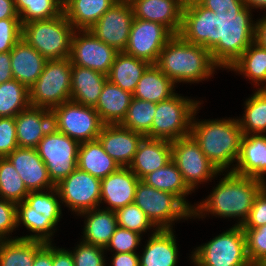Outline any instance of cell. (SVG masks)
<instances>
[{
    "label": "cell",
    "instance_id": "cell-26",
    "mask_svg": "<svg viewBox=\"0 0 266 266\" xmlns=\"http://www.w3.org/2000/svg\"><path fill=\"white\" fill-rule=\"evenodd\" d=\"M178 248L172 229L153 231L143 253L139 255L140 266H177Z\"/></svg>",
    "mask_w": 266,
    "mask_h": 266
},
{
    "label": "cell",
    "instance_id": "cell-28",
    "mask_svg": "<svg viewBox=\"0 0 266 266\" xmlns=\"http://www.w3.org/2000/svg\"><path fill=\"white\" fill-rule=\"evenodd\" d=\"M107 80L99 71L72 65L71 101L94 107Z\"/></svg>",
    "mask_w": 266,
    "mask_h": 266
},
{
    "label": "cell",
    "instance_id": "cell-19",
    "mask_svg": "<svg viewBox=\"0 0 266 266\" xmlns=\"http://www.w3.org/2000/svg\"><path fill=\"white\" fill-rule=\"evenodd\" d=\"M144 137L141 133L124 128L120 124H115L103 125L97 139L102 144L104 151L120 167H128Z\"/></svg>",
    "mask_w": 266,
    "mask_h": 266
},
{
    "label": "cell",
    "instance_id": "cell-46",
    "mask_svg": "<svg viewBox=\"0 0 266 266\" xmlns=\"http://www.w3.org/2000/svg\"><path fill=\"white\" fill-rule=\"evenodd\" d=\"M22 38L20 18H5L0 20V53L10 52Z\"/></svg>",
    "mask_w": 266,
    "mask_h": 266
},
{
    "label": "cell",
    "instance_id": "cell-47",
    "mask_svg": "<svg viewBox=\"0 0 266 266\" xmlns=\"http://www.w3.org/2000/svg\"><path fill=\"white\" fill-rule=\"evenodd\" d=\"M17 145L15 117L0 118V158L7 157Z\"/></svg>",
    "mask_w": 266,
    "mask_h": 266
},
{
    "label": "cell",
    "instance_id": "cell-21",
    "mask_svg": "<svg viewBox=\"0 0 266 266\" xmlns=\"http://www.w3.org/2000/svg\"><path fill=\"white\" fill-rule=\"evenodd\" d=\"M140 179L128 168L120 167L116 172L101 179L100 203H107L104 209L116 211L134 203L135 191Z\"/></svg>",
    "mask_w": 266,
    "mask_h": 266
},
{
    "label": "cell",
    "instance_id": "cell-57",
    "mask_svg": "<svg viewBox=\"0 0 266 266\" xmlns=\"http://www.w3.org/2000/svg\"><path fill=\"white\" fill-rule=\"evenodd\" d=\"M244 5L249 9H266V0H243Z\"/></svg>",
    "mask_w": 266,
    "mask_h": 266
},
{
    "label": "cell",
    "instance_id": "cell-5",
    "mask_svg": "<svg viewBox=\"0 0 266 266\" xmlns=\"http://www.w3.org/2000/svg\"><path fill=\"white\" fill-rule=\"evenodd\" d=\"M59 200L56 188L48 189L46 192L29 191L25 200L16 204L17 227L22 223L34 234L18 238L52 243L51 237L62 215Z\"/></svg>",
    "mask_w": 266,
    "mask_h": 266
},
{
    "label": "cell",
    "instance_id": "cell-52",
    "mask_svg": "<svg viewBox=\"0 0 266 266\" xmlns=\"http://www.w3.org/2000/svg\"><path fill=\"white\" fill-rule=\"evenodd\" d=\"M110 266H140L137 253H114Z\"/></svg>",
    "mask_w": 266,
    "mask_h": 266
},
{
    "label": "cell",
    "instance_id": "cell-20",
    "mask_svg": "<svg viewBox=\"0 0 266 266\" xmlns=\"http://www.w3.org/2000/svg\"><path fill=\"white\" fill-rule=\"evenodd\" d=\"M134 18L158 22L174 35L182 27L184 5L179 0H130Z\"/></svg>",
    "mask_w": 266,
    "mask_h": 266
},
{
    "label": "cell",
    "instance_id": "cell-50",
    "mask_svg": "<svg viewBox=\"0 0 266 266\" xmlns=\"http://www.w3.org/2000/svg\"><path fill=\"white\" fill-rule=\"evenodd\" d=\"M203 7L214 11L242 10L245 5L243 0H197Z\"/></svg>",
    "mask_w": 266,
    "mask_h": 266
},
{
    "label": "cell",
    "instance_id": "cell-43",
    "mask_svg": "<svg viewBox=\"0 0 266 266\" xmlns=\"http://www.w3.org/2000/svg\"><path fill=\"white\" fill-rule=\"evenodd\" d=\"M243 229L250 263L263 265L266 262V225Z\"/></svg>",
    "mask_w": 266,
    "mask_h": 266
},
{
    "label": "cell",
    "instance_id": "cell-18",
    "mask_svg": "<svg viewBox=\"0 0 266 266\" xmlns=\"http://www.w3.org/2000/svg\"><path fill=\"white\" fill-rule=\"evenodd\" d=\"M23 180L28 191H43L55 188L46 165L36 148L18 147L6 157Z\"/></svg>",
    "mask_w": 266,
    "mask_h": 266
},
{
    "label": "cell",
    "instance_id": "cell-41",
    "mask_svg": "<svg viewBox=\"0 0 266 266\" xmlns=\"http://www.w3.org/2000/svg\"><path fill=\"white\" fill-rule=\"evenodd\" d=\"M29 191L12 163L6 158H0V198L14 203L25 200Z\"/></svg>",
    "mask_w": 266,
    "mask_h": 266
},
{
    "label": "cell",
    "instance_id": "cell-51",
    "mask_svg": "<svg viewBox=\"0 0 266 266\" xmlns=\"http://www.w3.org/2000/svg\"><path fill=\"white\" fill-rule=\"evenodd\" d=\"M52 245V265L53 266H74V260L70 250L58 248Z\"/></svg>",
    "mask_w": 266,
    "mask_h": 266
},
{
    "label": "cell",
    "instance_id": "cell-16",
    "mask_svg": "<svg viewBox=\"0 0 266 266\" xmlns=\"http://www.w3.org/2000/svg\"><path fill=\"white\" fill-rule=\"evenodd\" d=\"M117 53V50L98 39L89 29L75 30L69 59L72 65L108 75Z\"/></svg>",
    "mask_w": 266,
    "mask_h": 266
},
{
    "label": "cell",
    "instance_id": "cell-3",
    "mask_svg": "<svg viewBox=\"0 0 266 266\" xmlns=\"http://www.w3.org/2000/svg\"><path fill=\"white\" fill-rule=\"evenodd\" d=\"M174 84L180 82L198 83L213 76L220 68L210 51L174 35L160 52L155 64ZM215 69V70H214Z\"/></svg>",
    "mask_w": 266,
    "mask_h": 266
},
{
    "label": "cell",
    "instance_id": "cell-61",
    "mask_svg": "<svg viewBox=\"0 0 266 266\" xmlns=\"http://www.w3.org/2000/svg\"><path fill=\"white\" fill-rule=\"evenodd\" d=\"M67 0H61L62 4H64Z\"/></svg>",
    "mask_w": 266,
    "mask_h": 266
},
{
    "label": "cell",
    "instance_id": "cell-35",
    "mask_svg": "<svg viewBox=\"0 0 266 266\" xmlns=\"http://www.w3.org/2000/svg\"><path fill=\"white\" fill-rule=\"evenodd\" d=\"M228 69L244 75L257 87L264 83L260 89H266V48L252 42Z\"/></svg>",
    "mask_w": 266,
    "mask_h": 266
},
{
    "label": "cell",
    "instance_id": "cell-33",
    "mask_svg": "<svg viewBox=\"0 0 266 266\" xmlns=\"http://www.w3.org/2000/svg\"><path fill=\"white\" fill-rule=\"evenodd\" d=\"M150 65L145 60L118 52L107 77L111 83L133 94L138 81Z\"/></svg>",
    "mask_w": 266,
    "mask_h": 266
},
{
    "label": "cell",
    "instance_id": "cell-60",
    "mask_svg": "<svg viewBox=\"0 0 266 266\" xmlns=\"http://www.w3.org/2000/svg\"><path fill=\"white\" fill-rule=\"evenodd\" d=\"M263 183H264V188L266 189V180H264Z\"/></svg>",
    "mask_w": 266,
    "mask_h": 266
},
{
    "label": "cell",
    "instance_id": "cell-54",
    "mask_svg": "<svg viewBox=\"0 0 266 266\" xmlns=\"http://www.w3.org/2000/svg\"><path fill=\"white\" fill-rule=\"evenodd\" d=\"M33 266H53L52 243H45V245L35 254Z\"/></svg>",
    "mask_w": 266,
    "mask_h": 266
},
{
    "label": "cell",
    "instance_id": "cell-56",
    "mask_svg": "<svg viewBox=\"0 0 266 266\" xmlns=\"http://www.w3.org/2000/svg\"><path fill=\"white\" fill-rule=\"evenodd\" d=\"M255 41L266 48V16L256 22Z\"/></svg>",
    "mask_w": 266,
    "mask_h": 266
},
{
    "label": "cell",
    "instance_id": "cell-39",
    "mask_svg": "<svg viewBox=\"0 0 266 266\" xmlns=\"http://www.w3.org/2000/svg\"><path fill=\"white\" fill-rule=\"evenodd\" d=\"M21 24L35 20H47L63 12L61 0H14Z\"/></svg>",
    "mask_w": 266,
    "mask_h": 266
},
{
    "label": "cell",
    "instance_id": "cell-10",
    "mask_svg": "<svg viewBox=\"0 0 266 266\" xmlns=\"http://www.w3.org/2000/svg\"><path fill=\"white\" fill-rule=\"evenodd\" d=\"M134 203L159 229H173L174 221L192 217V211L173 193L164 192L139 181Z\"/></svg>",
    "mask_w": 266,
    "mask_h": 266
},
{
    "label": "cell",
    "instance_id": "cell-11",
    "mask_svg": "<svg viewBox=\"0 0 266 266\" xmlns=\"http://www.w3.org/2000/svg\"><path fill=\"white\" fill-rule=\"evenodd\" d=\"M51 113L53 128L79 143L96 140L104 125L94 107L71 100L53 108Z\"/></svg>",
    "mask_w": 266,
    "mask_h": 266
},
{
    "label": "cell",
    "instance_id": "cell-49",
    "mask_svg": "<svg viewBox=\"0 0 266 266\" xmlns=\"http://www.w3.org/2000/svg\"><path fill=\"white\" fill-rule=\"evenodd\" d=\"M262 225H266V189L264 187L256 196L242 228H257Z\"/></svg>",
    "mask_w": 266,
    "mask_h": 266
},
{
    "label": "cell",
    "instance_id": "cell-31",
    "mask_svg": "<svg viewBox=\"0 0 266 266\" xmlns=\"http://www.w3.org/2000/svg\"><path fill=\"white\" fill-rule=\"evenodd\" d=\"M77 167L99 179L116 172L120 165L105 151L98 139L80 143Z\"/></svg>",
    "mask_w": 266,
    "mask_h": 266
},
{
    "label": "cell",
    "instance_id": "cell-32",
    "mask_svg": "<svg viewBox=\"0 0 266 266\" xmlns=\"http://www.w3.org/2000/svg\"><path fill=\"white\" fill-rule=\"evenodd\" d=\"M175 86L155 64H151L138 81L133 97L159 103L175 94Z\"/></svg>",
    "mask_w": 266,
    "mask_h": 266
},
{
    "label": "cell",
    "instance_id": "cell-8",
    "mask_svg": "<svg viewBox=\"0 0 266 266\" xmlns=\"http://www.w3.org/2000/svg\"><path fill=\"white\" fill-rule=\"evenodd\" d=\"M200 105V101L177 93L156 103L151 130L145 137L173 141L190 135L192 118Z\"/></svg>",
    "mask_w": 266,
    "mask_h": 266
},
{
    "label": "cell",
    "instance_id": "cell-9",
    "mask_svg": "<svg viewBox=\"0 0 266 266\" xmlns=\"http://www.w3.org/2000/svg\"><path fill=\"white\" fill-rule=\"evenodd\" d=\"M72 63L68 58L48 60L29 88L30 106L52 110L71 100Z\"/></svg>",
    "mask_w": 266,
    "mask_h": 266
},
{
    "label": "cell",
    "instance_id": "cell-25",
    "mask_svg": "<svg viewBox=\"0 0 266 266\" xmlns=\"http://www.w3.org/2000/svg\"><path fill=\"white\" fill-rule=\"evenodd\" d=\"M48 60L21 38L11 50L13 79L28 89L38 80Z\"/></svg>",
    "mask_w": 266,
    "mask_h": 266
},
{
    "label": "cell",
    "instance_id": "cell-38",
    "mask_svg": "<svg viewBox=\"0 0 266 266\" xmlns=\"http://www.w3.org/2000/svg\"><path fill=\"white\" fill-rule=\"evenodd\" d=\"M29 106V89L25 85L15 79L0 84V118L15 117Z\"/></svg>",
    "mask_w": 266,
    "mask_h": 266
},
{
    "label": "cell",
    "instance_id": "cell-13",
    "mask_svg": "<svg viewBox=\"0 0 266 266\" xmlns=\"http://www.w3.org/2000/svg\"><path fill=\"white\" fill-rule=\"evenodd\" d=\"M171 160L192 192L199 183L211 181L220 173L191 135L171 141Z\"/></svg>",
    "mask_w": 266,
    "mask_h": 266
},
{
    "label": "cell",
    "instance_id": "cell-14",
    "mask_svg": "<svg viewBox=\"0 0 266 266\" xmlns=\"http://www.w3.org/2000/svg\"><path fill=\"white\" fill-rule=\"evenodd\" d=\"M101 179L80 170L78 167L61 180L55 188L61 203L77 215L100 207Z\"/></svg>",
    "mask_w": 266,
    "mask_h": 266
},
{
    "label": "cell",
    "instance_id": "cell-40",
    "mask_svg": "<svg viewBox=\"0 0 266 266\" xmlns=\"http://www.w3.org/2000/svg\"><path fill=\"white\" fill-rule=\"evenodd\" d=\"M156 111V103L132 98L122 127L146 136L150 130Z\"/></svg>",
    "mask_w": 266,
    "mask_h": 266
},
{
    "label": "cell",
    "instance_id": "cell-15",
    "mask_svg": "<svg viewBox=\"0 0 266 266\" xmlns=\"http://www.w3.org/2000/svg\"><path fill=\"white\" fill-rule=\"evenodd\" d=\"M173 36L161 23L134 18L124 52L156 64L163 47Z\"/></svg>",
    "mask_w": 266,
    "mask_h": 266
},
{
    "label": "cell",
    "instance_id": "cell-58",
    "mask_svg": "<svg viewBox=\"0 0 266 266\" xmlns=\"http://www.w3.org/2000/svg\"><path fill=\"white\" fill-rule=\"evenodd\" d=\"M183 5H186V4H189V3H192L196 0H179Z\"/></svg>",
    "mask_w": 266,
    "mask_h": 266
},
{
    "label": "cell",
    "instance_id": "cell-2",
    "mask_svg": "<svg viewBox=\"0 0 266 266\" xmlns=\"http://www.w3.org/2000/svg\"><path fill=\"white\" fill-rule=\"evenodd\" d=\"M263 187L262 180L228 171L207 199L195 205L192 217L200 219L213 214L221 218H237L235 225L242 226Z\"/></svg>",
    "mask_w": 266,
    "mask_h": 266
},
{
    "label": "cell",
    "instance_id": "cell-53",
    "mask_svg": "<svg viewBox=\"0 0 266 266\" xmlns=\"http://www.w3.org/2000/svg\"><path fill=\"white\" fill-rule=\"evenodd\" d=\"M13 79L11 68V51L0 53V84Z\"/></svg>",
    "mask_w": 266,
    "mask_h": 266
},
{
    "label": "cell",
    "instance_id": "cell-59",
    "mask_svg": "<svg viewBox=\"0 0 266 266\" xmlns=\"http://www.w3.org/2000/svg\"><path fill=\"white\" fill-rule=\"evenodd\" d=\"M251 266H264V265H261V264H252Z\"/></svg>",
    "mask_w": 266,
    "mask_h": 266
},
{
    "label": "cell",
    "instance_id": "cell-7",
    "mask_svg": "<svg viewBox=\"0 0 266 266\" xmlns=\"http://www.w3.org/2000/svg\"><path fill=\"white\" fill-rule=\"evenodd\" d=\"M194 266H251L242 226L234 225L192 251Z\"/></svg>",
    "mask_w": 266,
    "mask_h": 266
},
{
    "label": "cell",
    "instance_id": "cell-48",
    "mask_svg": "<svg viewBox=\"0 0 266 266\" xmlns=\"http://www.w3.org/2000/svg\"><path fill=\"white\" fill-rule=\"evenodd\" d=\"M15 228H17L16 203L0 198V241L8 240Z\"/></svg>",
    "mask_w": 266,
    "mask_h": 266
},
{
    "label": "cell",
    "instance_id": "cell-27",
    "mask_svg": "<svg viewBox=\"0 0 266 266\" xmlns=\"http://www.w3.org/2000/svg\"><path fill=\"white\" fill-rule=\"evenodd\" d=\"M132 98V93L122 90L107 80L94 109L104 125L121 124L126 117Z\"/></svg>",
    "mask_w": 266,
    "mask_h": 266
},
{
    "label": "cell",
    "instance_id": "cell-23",
    "mask_svg": "<svg viewBox=\"0 0 266 266\" xmlns=\"http://www.w3.org/2000/svg\"><path fill=\"white\" fill-rule=\"evenodd\" d=\"M18 147L36 148L52 126L51 110L29 106L15 116Z\"/></svg>",
    "mask_w": 266,
    "mask_h": 266
},
{
    "label": "cell",
    "instance_id": "cell-17",
    "mask_svg": "<svg viewBox=\"0 0 266 266\" xmlns=\"http://www.w3.org/2000/svg\"><path fill=\"white\" fill-rule=\"evenodd\" d=\"M133 20L130 2L117 1L89 30L118 52H124Z\"/></svg>",
    "mask_w": 266,
    "mask_h": 266
},
{
    "label": "cell",
    "instance_id": "cell-42",
    "mask_svg": "<svg viewBox=\"0 0 266 266\" xmlns=\"http://www.w3.org/2000/svg\"><path fill=\"white\" fill-rule=\"evenodd\" d=\"M115 213L119 227L135 231L140 235L148 229L158 230L135 203L121 207Z\"/></svg>",
    "mask_w": 266,
    "mask_h": 266
},
{
    "label": "cell",
    "instance_id": "cell-22",
    "mask_svg": "<svg viewBox=\"0 0 266 266\" xmlns=\"http://www.w3.org/2000/svg\"><path fill=\"white\" fill-rule=\"evenodd\" d=\"M236 163L229 172L266 180V135H243Z\"/></svg>",
    "mask_w": 266,
    "mask_h": 266
},
{
    "label": "cell",
    "instance_id": "cell-44",
    "mask_svg": "<svg viewBox=\"0 0 266 266\" xmlns=\"http://www.w3.org/2000/svg\"><path fill=\"white\" fill-rule=\"evenodd\" d=\"M139 233L122 227H117L105 250L115 253H136L137 246L141 243Z\"/></svg>",
    "mask_w": 266,
    "mask_h": 266
},
{
    "label": "cell",
    "instance_id": "cell-34",
    "mask_svg": "<svg viewBox=\"0 0 266 266\" xmlns=\"http://www.w3.org/2000/svg\"><path fill=\"white\" fill-rule=\"evenodd\" d=\"M141 181L146 185L164 192L176 195L191 211L195 206L186 201L185 196L191 194V190L185 184L182 174L176 164L171 160L164 167L145 175Z\"/></svg>",
    "mask_w": 266,
    "mask_h": 266
},
{
    "label": "cell",
    "instance_id": "cell-4",
    "mask_svg": "<svg viewBox=\"0 0 266 266\" xmlns=\"http://www.w3.org/2000/svg\"><path fill=\"white\" fill-rule=\"evenodd\" d=\"M195 111L190 135L195 139L202 152L221 173L237 161L243 136L238 120L222 118L197 121Z\"/></svg>",
    "mask_w": 266,
    "mask_h": 266
},
{
    "label": "cell",
    "instance_id": "cell-30",
    "mask_svg": "<svg viewBox=\"0 0 266 266\" xmlns=\"http://www.w3.org/2000/svg\"><path fill=\"white\" fill-rule=\"evenodd\" d=\"M118 0H67L63 12L76 30H88Z\"/></svg>",
    "mask_w": 266,
    "mask_h": 266
},
{
    "label": "cell",
    "instance_id": "cell-12",
    "mask_svg": "<svg viewBox=\"0 0 266 266\" xmlns=\"http://www.w3.org/2000/svg\"><path fill=\"white\" fill-rule=\"evenodd\" d=\"M80 143L53 127L40 140L36 150L47 167L54 185L77 168Z\"/></svg>",
    "mask_w": 266,
    "mask_h": 266
},
{
    "label": "cell",
    "instance_id": "cell-55",
    "mask_svg": "<svg viewBox=\"0 0 266 266\" xmlns=\"http://www.w3.org/2000/svg\"><path fill=\"white\" fill-rule=\"evenodd\" d=\"M5 18H19L14 0H0V20Z\"/></svg>",
    "mask_w": 266,
    "mask_h": 266
},
{
    "label": "cell",
    "instance_id": "cell-45",
    "mask_svg": "<svg viewBox=\"0 0 266 266\" xmlns=\"http://www.w3.org/2000/svg\"><path fill=\"white\" fill-rule=\"evenodd\" d=\"M105 248L88 244L83 241L73 251L74 266H106Z\"/></svg>",
    "mask_w": 266,
    "mask_h": 266
},
{
    "label": "cell",
    "instance_id": "cell-36",
    "mask_svg": "<svg viewBox=\"0 0 266 266\" xmlns=\"http://www.w3.org/2000/svg\"><path fill=\"white\" fill-rule=\"evenodd\" d=\"M45 242L18 237L0 241V266H33L35 254Z\"/></svg>",
    "mask_w": 266,
    "mask_h": 266
},
{
    "label": "cell",
    "instance_id": "cell-6",
    "mask_svg": "<svg viewBox=\"0 0 266 266\" xmlns=\"http://www.w3.org/2000/svg\"><path fill=\"white\" fill-rule=\"evenodd\" d=\"M75 28L64 12L47 20H35L22 25V38L47 60L70 56Z\"/></svg>",
    "mask_w": 266,
    "mask_h": 266
},
{
    "label": "cell",
    "instance_id": "cell-1",
    "mask_svg": "<svg viewBox=\"0 0 266 266\" xmlns=\"http://www.w3.org/2000/svg\"><path fill=\"white\" fill-rule=\"evenodd\" d=\"M250 11L245 6L215 13L196 0L184 5L179 35L209 50L212 60L228 69L255 41L256 23Z\"/></svg>",
    "mask_w": 266,
    "mask_h": 266
},
{
    "label": "cell",
    "instance_id": "cell-29",
    "mask_svg": "<svg viewBox=\"0 0 266 266\" xmlns=\"http://www.w3.org/2000/svg\"><path fill=\"white\" fill-rule=\"evenodd\" d=\"M80 215L84 220L83 242L106 248L118 227L115 211L100 209L87 210Z\"/></svg>",
    "mask_w": 266,
    "mask_h": 266
},
{
    "label": "cell",
    "instance_id": "cell-37",
    "mask_svg": "<svg viewBox=\"0 0 266 266\" xmlns=\"http://www.w3.org/2000/svg\"><path fill=\"white\" fill-rule=\"evenodd\" d=\"M257 89L244 103L243 118H237L243 135L266 133V89Z\"/></svg>",
    "mask_w": 266,
    "mask_h": 266
},
{
    "label": "cell",
    "instance_id": "cell-24",
    "mask_svg": "<svg viewBox=\"0 0 266 266\" xmlns=\"http://www.w3.org/2000/svg\"><path fill=\"white\" fill-rule=\"evenodd\" d=\"M171 161V141L144 137L128 168L141 180Z\"/></svg>",
    "mask_w": 266,
    "mask_h": 266
}]
</instances>
